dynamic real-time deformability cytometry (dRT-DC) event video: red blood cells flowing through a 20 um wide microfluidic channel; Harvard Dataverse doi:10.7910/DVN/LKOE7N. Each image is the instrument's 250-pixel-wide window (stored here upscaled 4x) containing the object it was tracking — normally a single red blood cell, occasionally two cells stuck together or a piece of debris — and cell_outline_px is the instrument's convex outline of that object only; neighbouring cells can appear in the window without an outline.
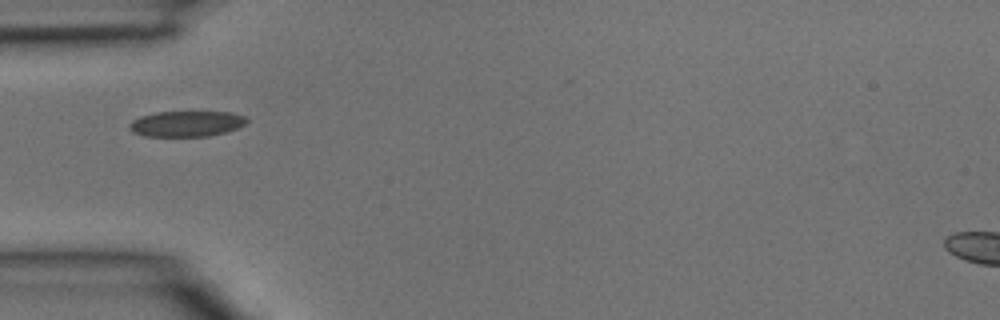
{"species": "common noctule bat (a hibernating species)", "species_latin": "Nyctalus noctula", "temperature_condition": "room temperature", "stored_images_in_passage": 1, "camera_frame_rate_fps": 3000, "um_per_image_px": 0.085, "animal": {"sex": "male", "body_mass_g": 15.6}, "frame": {"image": 1, "passage_image": 1, "time_ms": 0.0, "image_size_px": [1000, 320], "cell_outline_px": [[248, 120], [244, 124], [236, 128], [224, 132], [208, 136], [144, 136], [132, 132], [128, 128], [128, 124], [132, 120], [140, 116], [156, 112], [232, 112], [244, 116]], "centroid_in_image_um": [15.79, 10.51], "position_along_channel_um": 69.2, "area_um2": 17.51}}